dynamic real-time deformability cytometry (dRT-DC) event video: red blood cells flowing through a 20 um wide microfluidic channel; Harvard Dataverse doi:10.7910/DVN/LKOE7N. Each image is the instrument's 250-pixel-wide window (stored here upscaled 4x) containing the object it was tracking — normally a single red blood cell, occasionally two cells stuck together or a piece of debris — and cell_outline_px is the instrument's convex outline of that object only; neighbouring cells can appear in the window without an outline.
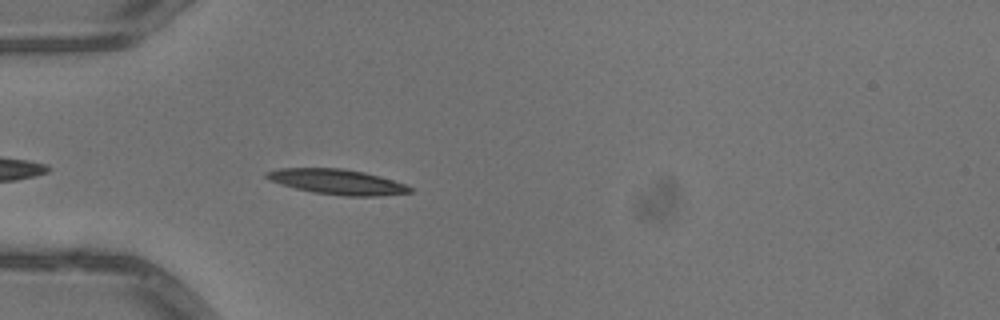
{"species": "common noctule bat (a hibernating species)", "species_latin": "Nyctalus noctula", "temperature_condition": "warm", "stored_images_in_passage": 19, "camera_frame_rate_fps": 3000, "um_per_image_px": 0.085, "animal": {"sex": "male", "body_mass_g": 13.3}, "frame": {"image": 1, "passage_image": 3, "time_ms": 0.667, "image_size_px": [1000, 320], "cell_outline_px": [[412, 192], [376, 196], [344, 196], [312, 192], [280, 184], [268, 180], [264, 176], [264, 172], [280, 168], [344, 168], [364, 172], [380, 176], [408, 184], [412, 188]], "centroid_in_image_um": [28.66, 15.45], "position_along_channel_um": 56.3, "area_um2": 21.21}}
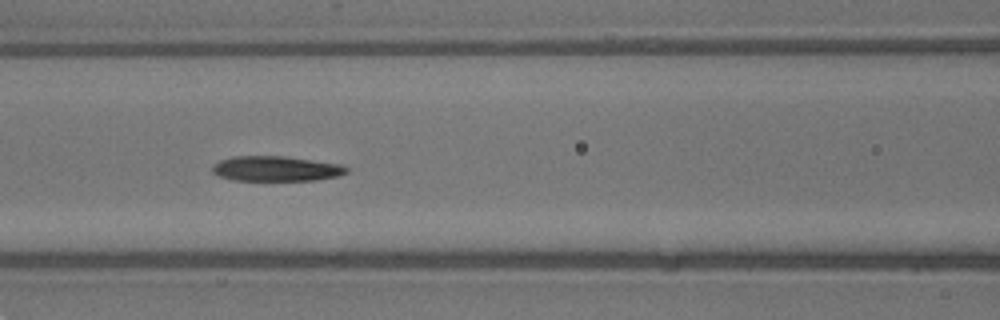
{"frame": {"image": 2, "passage_image": 10, "time_ms": 3.0, "image_size_px": [1000, 320], "cell_outline_px": [[348, 172], [340, 176], [316, 180], [232, 180], [220, 176], [212, 172], [212, 164], [220, 160], [232, 156], [288, 156], [344, 164], [348, 168]], "centroid_in_image_um": [23.51, 14.32], "position_along_channel_um": 143.1, "area_um2": 19.94}}
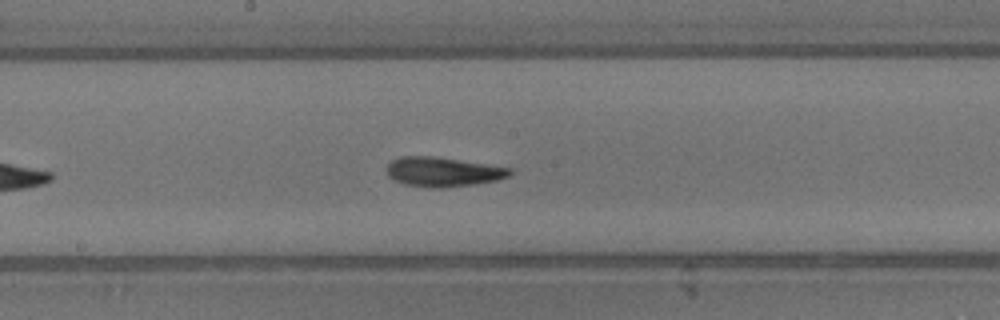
{"frame": {"image": 3, "passage_image": 15, "time_ms": 4.667, "image_size_px": [1000, 320], "cell_outline_px": [[512, 172], [508, 176], [496, 180], [476, 184], [440, 188], [428, 188], [404, 184], [388, 176], [388, 164], [392, 160], [400, 156], [432, 156], [512, 168]], "centroid_in_image_um": [37.64, 14.61], "position_along_channel_um": 210.6, "area_um2": 20.98}}